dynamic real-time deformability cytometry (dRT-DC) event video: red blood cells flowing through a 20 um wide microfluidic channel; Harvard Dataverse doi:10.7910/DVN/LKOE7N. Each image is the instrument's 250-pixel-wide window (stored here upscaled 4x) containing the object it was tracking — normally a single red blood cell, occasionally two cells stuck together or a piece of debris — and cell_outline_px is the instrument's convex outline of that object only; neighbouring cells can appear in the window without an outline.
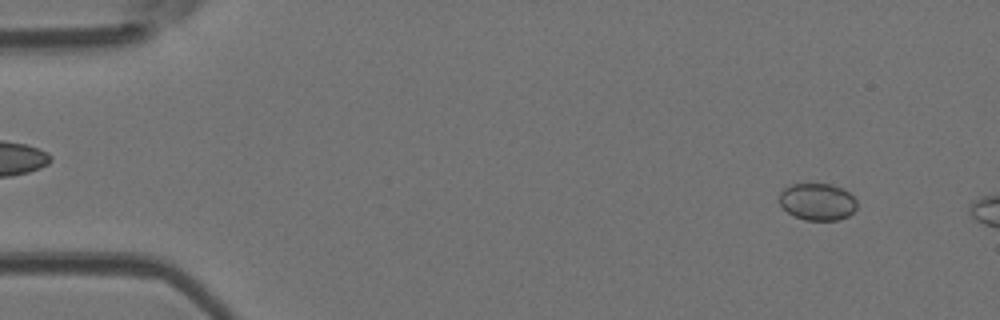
{"species": "Egyptian fruit bat (a non-hibernating species)", "species_latin": "Rousettus aegyptiacus", "temperature_condition": "room temperature", "stored_images_in_passage": 9, "camera_frame_rate_fps": 3000, "um_per_image_px": 0.085, "animal": {"sex": "female"}, "frame": {"image": 1, "passage_image": 4, "time_ms": 1.0, "image_size_px": [1000, 320], "cell_outline_px": [[856, 208], [848, 216], [836, 220], [804, 220], [788, 212], [780, 204], [780, 192], [784, 188], [792, 184], [832, 184], [844, 188], [856, 200]], "centroid_in_image_um": [69.49, 17.14], "position_along_channel_um": 15.5, "area_um2": 16.65}}